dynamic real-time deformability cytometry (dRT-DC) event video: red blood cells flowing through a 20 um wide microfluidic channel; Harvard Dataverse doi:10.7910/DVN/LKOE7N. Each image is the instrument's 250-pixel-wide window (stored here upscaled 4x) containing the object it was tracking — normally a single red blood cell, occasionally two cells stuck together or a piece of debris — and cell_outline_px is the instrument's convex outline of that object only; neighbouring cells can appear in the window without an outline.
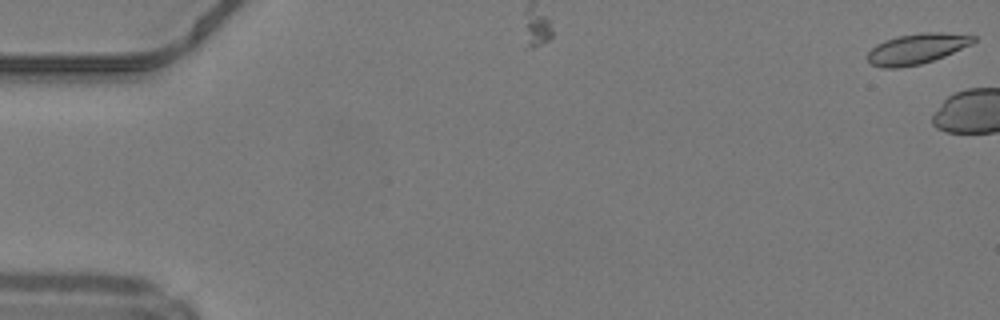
{"species": "common noctule bat (a hibernating species)", "species_latin": "Nyctalus noctula", "temperature_condition": "warm", "stored_images_in_passage": 4, "camera_frame_rate_fps": 3000, "um_per_image_px": 0.085, "animal": {"sex": "male", "body_mass_g": 19.2, "forearm_length_mm": 51.8}, "frame": {"image": 1, "passage_image": 1, "time_ms": 0.0, "image_size_px": [1000, 320], "cell_outline_px": [[976, 40], [972, 44], [944, 56], [920, 64], [900, 68], [884, 68], [872, 64], [868, 60], [868, 52], [876, 44], [884, 40], [896, 36], [920, 32], [940, 32], [976, 36]], "centroid_in_image_um": [77.91, 4.13], "position_along_channel_um": 7.1, "area_um2": 18.79}}